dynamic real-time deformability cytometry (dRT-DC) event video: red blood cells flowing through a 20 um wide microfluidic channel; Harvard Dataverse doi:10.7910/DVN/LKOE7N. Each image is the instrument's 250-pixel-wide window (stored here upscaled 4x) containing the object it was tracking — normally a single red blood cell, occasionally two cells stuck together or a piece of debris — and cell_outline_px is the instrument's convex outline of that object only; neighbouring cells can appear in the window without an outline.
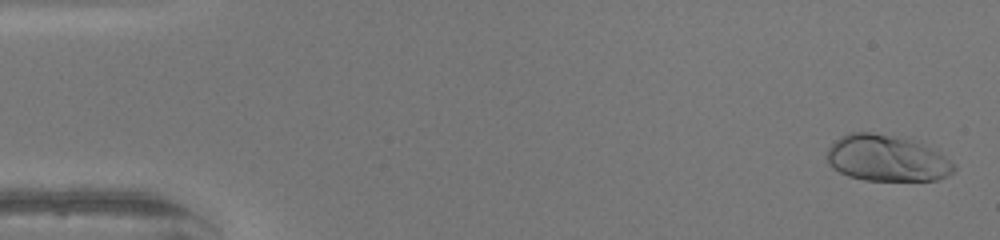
{"species": "human", "species_latin": "Homo sapiens", "temperature_condition": "warm", "stored_images_in_passage": 49, "camera_frame_rate_fps": 3000, "um_per_image_px": 0.085, "donor": {"sex": "female"}, "frame": {"image": 1, "passage_image": 2, "time_ms": 0.333, "image_size_px": [1000, 240], "cell_outline_px": [[956, 168], [952, 172], [936, 180], [864, 180], [848, 176], [832, 168], [828, 164], [824, 156], [828, 148], [840, 136], [848, 132], [872, 132], [908, 136], [932, 148], [956, 164]], "centroid_in_image_um": [75.35, 13.42], "position_along_channel_um": 9.7, "area_um2": 34.91}}
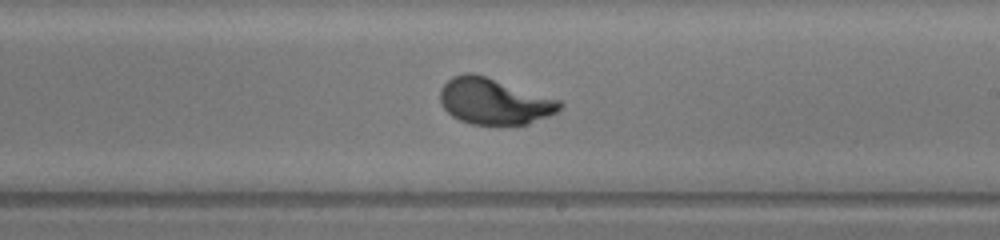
{"frame": {"image": 2, "passage_image": 29, "time_ms": 9.333, "image_size_px": [1000, 240], "cell_outline_px": [[564, 104], [556, 112], [548, 116], [528, 124], [472, 124], [460, 120], [452, 116], [440, 104], [440, 88], [452, 76], [464, 72], [472, 72], [560, 100]], "centroid_in_image_um": [41.97, 8.6], "position_along_channel_um": 247.0, "area_um2": 31.96}}
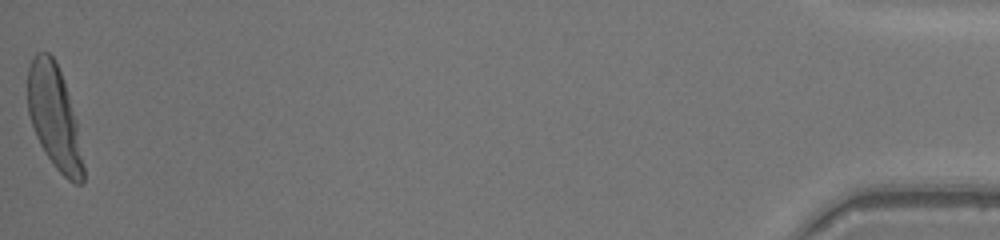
{"frame": {"image": 3, "passage_image": 49, "time_ms": 16.0, "image_size_px": [1000, 240], "cell_outline_px": [[84, 180], [80, 184], [76, 184], [68, 180], [56, 168], [44, 152], [36, 136], [28, 112], [28, 68], [32, 56], [36, 52], [48, 52], [52, 56], [60, 72], [76, 120], [84, 164]], "centroid_in_image_um": [4.61, 9.98], "position_along_channel_um": 430.6, "area_um2": 33.12}, "authors_computed_cell_mechanics": {"area_um2": 32.079, "velocity_mm_per_s": 4.2815, "shape_relaxation_time_tau1_ms": 2.163, "shape_relaxation_time_tau2_ms": null, "deformation_change_tau1": 0.1974, "deformation_change_tau2": null}}